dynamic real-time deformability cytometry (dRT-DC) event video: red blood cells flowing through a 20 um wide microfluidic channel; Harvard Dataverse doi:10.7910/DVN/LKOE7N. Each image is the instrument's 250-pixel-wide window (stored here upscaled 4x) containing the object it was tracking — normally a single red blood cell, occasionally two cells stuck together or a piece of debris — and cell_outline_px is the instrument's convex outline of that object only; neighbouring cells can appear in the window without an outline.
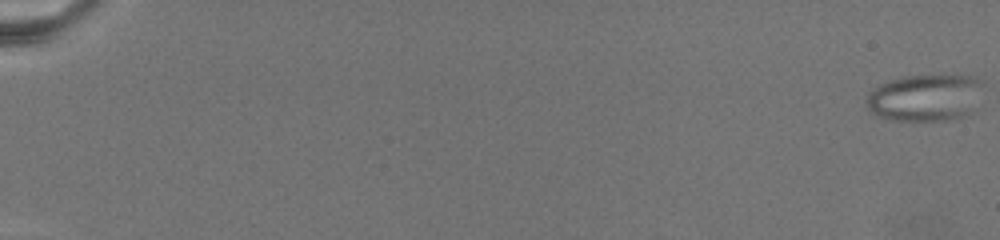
{"species": "common noctule bat (a hibernating species)", "species_latin": "Nyctalus noctula", "temperature_condition": "warm", "stored_images_in_passage": 22, "camera_frame_rate_fps": 3000, "um_per_image_px": 0.085, "animal": {"sex": "female", "body_mass_g": 19.5, "forearm_length_mm": 54.1}, "frame": {"image": 1, "passage_image": 1, "time_ms": 0.0, "image_size_px": [1000, 240], "cell_outline_px": [[984, 84], [968, 116], [948, 120], [896, 120], [876, 116], [868, 108], [868, 92], [880, 84], [892, 80], [908, 76], [972, 76], [984, 80]], "centroid_in_image_um": [78.66, 8.31], "position_along_channel_um": 6.3, "area_um2": 31.56}}